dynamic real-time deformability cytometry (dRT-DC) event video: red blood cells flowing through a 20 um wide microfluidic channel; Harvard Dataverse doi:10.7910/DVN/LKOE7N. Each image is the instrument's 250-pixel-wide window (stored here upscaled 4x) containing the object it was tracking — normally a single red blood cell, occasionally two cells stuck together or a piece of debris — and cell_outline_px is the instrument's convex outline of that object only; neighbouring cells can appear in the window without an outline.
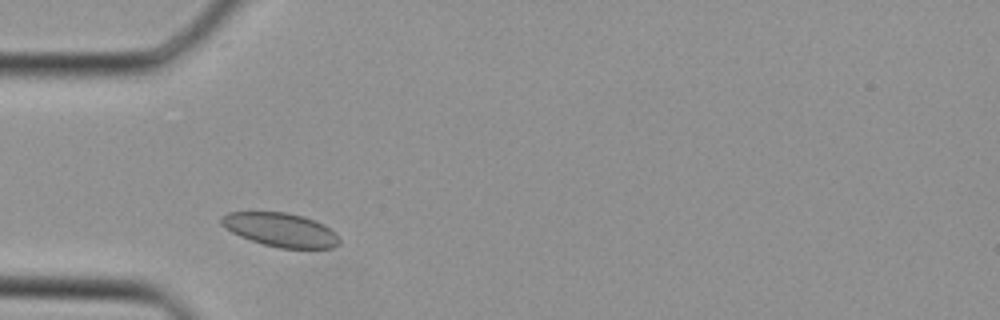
{"species": "Egyptian fruit bat (a non-hibernating species)", "species_latin": "Rousettus aegyptiacus", "temperature_condition": "cold", "stored_images_in_passage": 24, "camera_frame_rate_fps": 3000, "um_per_image_px": 0.085, "animal": {"sex": "female"}, "frame": {"image": 1, "passage_image": 3, "time_ms": 0.667, "image_size_px": [1000, 320], "cell_outline_px": [[340, 244], [332, 248], [280, 248], [264, 244], [240, 236], [224, 228], [220, 224], [220, 216], [228, 212], [288, 212], [304, 216], [316, 220], [324, 224], [340, 240]], "centroid_in_image_um": [23.82, 19.52], "position_along_channel_um": 61.2, "area_um2": 23.24}}
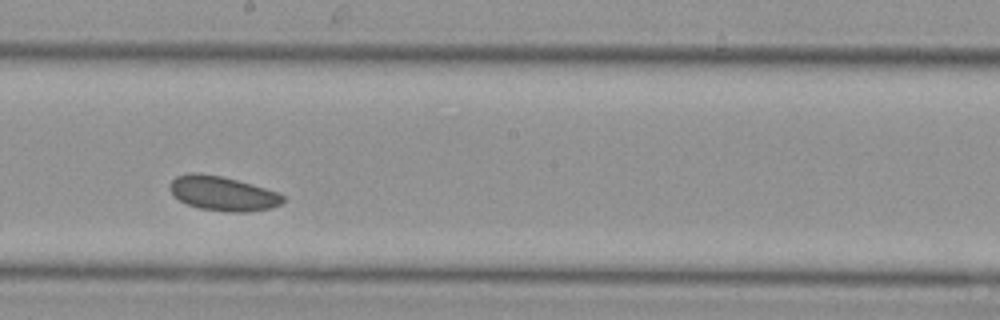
{"frame": {"image": 2, "passage_image": 13, "time_ms": 4.0, "image_size_px": [1000, 320], "cell_outline_px": [[284, 200], [280, 204], [272, 208], [248, 212], [228, 212], [200, 208], [188, 204], [180, 200], [168, 188], [172, 180], [176, 176], [188, 172], [200, 172], [220, 176], [252, 184], [276, 192], [284, 196]], "centroid_in_image_um": [18.92, 16.44], "position_along_channel_um": 229.3, "area_um2": 22.6}}
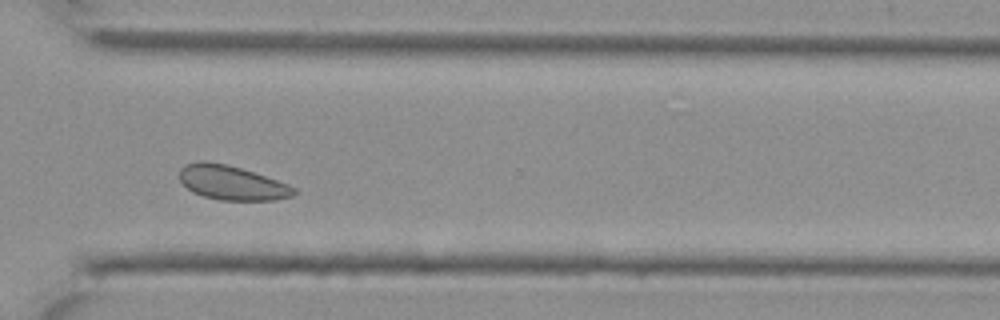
{"frame": {"image": 3, "passage_image": 20, "time_ms": 6.333, "image_size_px": [1000, 320], "cell_outline_px": [[296, 192], [292, 196], [276, 200], [220, 200], [204, 196], [192, 192], [180, 180], [180, 168], [184, 164], [200, 160], [204, 160], [228, 164], [288, 184], [296, 188]], "centroid_in_image_um": [19.68, 15.52], "position_along_channel_um": 350.9, "area_um2": 22.83}}